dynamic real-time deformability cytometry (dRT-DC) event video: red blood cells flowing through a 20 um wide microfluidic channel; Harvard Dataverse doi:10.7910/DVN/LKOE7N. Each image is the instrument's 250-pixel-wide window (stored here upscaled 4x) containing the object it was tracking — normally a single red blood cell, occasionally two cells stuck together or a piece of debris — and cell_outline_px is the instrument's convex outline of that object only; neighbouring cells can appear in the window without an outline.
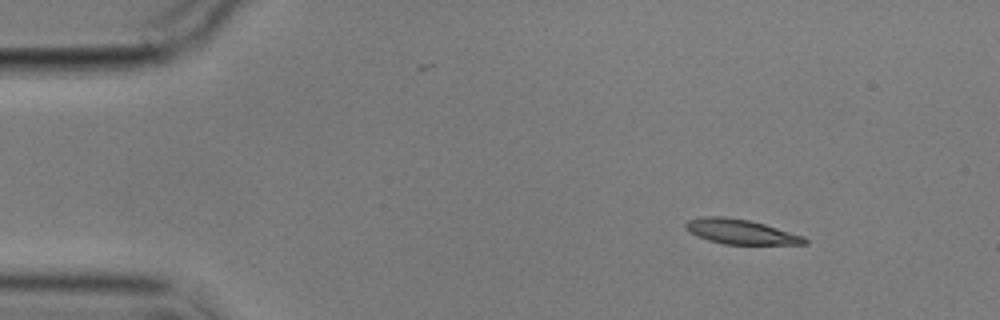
{"species": "common noctule bat (a hibernating species)", "species_latin": "Nyctalus noctula", "temperature_condition": "cold", "stored_images_in_passage": 7, "camera_frame_rate_fps": 3000, "um_per_image_px": 0.085, "animal": {"sex": "male", "body_mass_g": 17.9}, "frame": {"image": 1, "passage_image": 2, "time_ms": 1.333, "image_size_px": [1000, 320], "cell_outline_px": [[808, 244], [724, 244], [708, 240], [684, 228], [684, 224], [688, 220], [704, 216], [724, 216], [748, 220], [764, 224], [804, 236], [808, 240]], "centroid_in_image_um": [62.97, 19.69], "position_along_channel_um": 22.0, "area_um2": 16.99}}
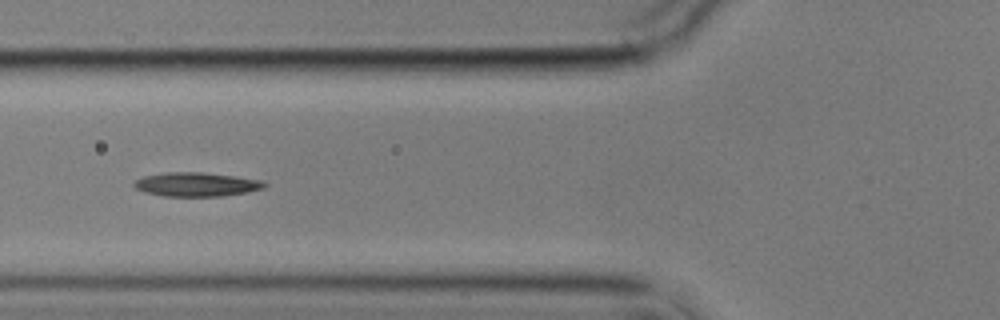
{"frame": {"image": 2, "passage_image": 6, "time_ms": 6.0, "image_size_px": [1000, 320], "cell_outline_px": [[268, 184], [264, 188], [248, 192], [220, 196], [164, 196], [144, 192], [136, 188], [132, 184], [136, 180], [144, 176], [168, 172], [200, 172], [236, 176], [264, 180]], "centroid_in_image_um": [16.73, 15.67], "position_along_channel_um": 109.1, "area_um2": 18.26}}
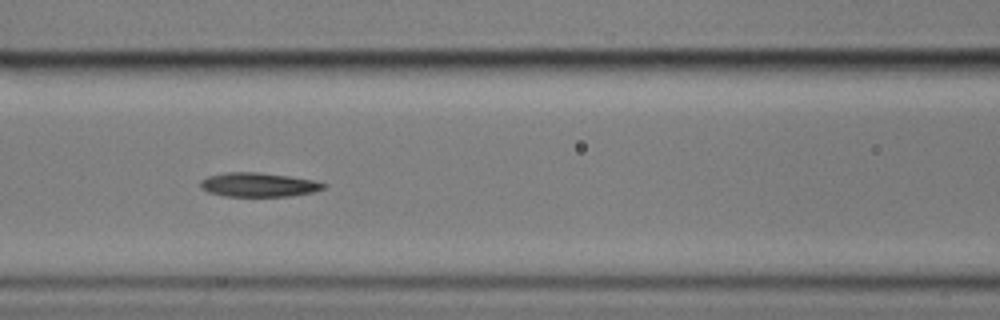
{"frame": {"image": 3, "passage_image": 7, "time_ms": 7.0, "image_size_px": [1000, 320], "cell_outline_px": [[328, 184], [324, 188], [312, 192], [288, 196], [224, 196], [208, 192], [200, 188], [200, 180], [208, 176], [224, 172], [260, 172], [316, 180]], "centroid_in_image_um": [21.95, 15.69], "position_along_channel_um": 144.6, "area_um2": 17.4}}